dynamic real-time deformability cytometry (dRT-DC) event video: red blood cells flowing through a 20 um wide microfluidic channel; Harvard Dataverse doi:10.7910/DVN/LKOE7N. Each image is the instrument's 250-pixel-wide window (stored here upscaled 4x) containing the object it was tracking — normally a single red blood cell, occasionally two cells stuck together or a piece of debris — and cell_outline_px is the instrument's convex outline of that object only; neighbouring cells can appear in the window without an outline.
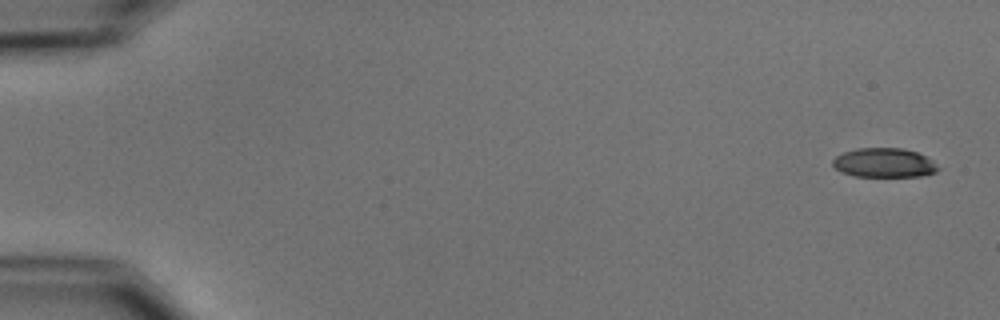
{"species": "common noctule bat (a hibernating species)", "species_latin": "Nyctalus noctula", "temperature_condition": "cold", "stored_images_in_passage": 6, "camera_frame_rate_fps": 3000, "um_per_image_px": 0.085, "animal": {"sex": "male", "body_mass_g": 15.6}, "frame": {"image": 1, "passage_image": 1, "time_ms": 0.0, "image_size_px": [1000, 320], "cell_outline_px": [[940, 168], [936, 172], [920, 176], [856, 176], [840, 172], [832, 164], [832, 160], [836, 156], [844, 152], [856, 148], [904, 148], [916, 152], [932, 160]], "centroid_in_image_um": [75.14, 13.83], "position_along_channel_um": 9.9, "area_um2": 17.92}}
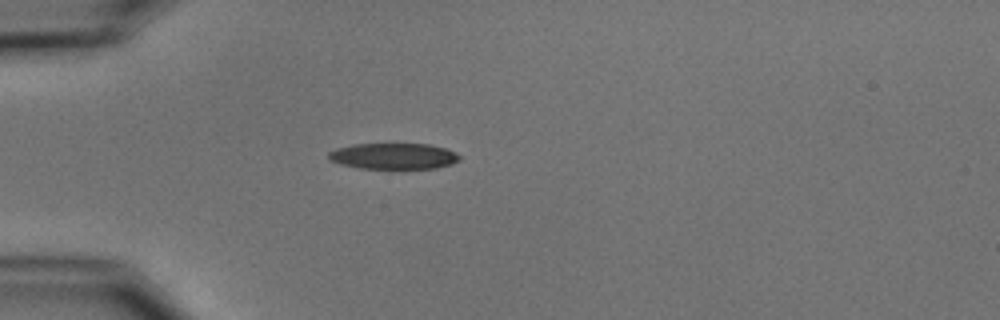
{"frame": {"image": 2, "passage_image": 5, "time_ms": 4.667, "image_size_px": [1000, 320], "cell_outline_px": [[460, 160], [452, 164], [436, 168], [360, 168], [340, 164], [328, 160], [328, 152], [336, 148], [352, 144], [428, 144], [444, 148], [456, 152], [460, 156]], "centroid_in_image_um": [33.43, 13.27], "position_along_channel_um": 51.6, "area_um2": 19.88}}